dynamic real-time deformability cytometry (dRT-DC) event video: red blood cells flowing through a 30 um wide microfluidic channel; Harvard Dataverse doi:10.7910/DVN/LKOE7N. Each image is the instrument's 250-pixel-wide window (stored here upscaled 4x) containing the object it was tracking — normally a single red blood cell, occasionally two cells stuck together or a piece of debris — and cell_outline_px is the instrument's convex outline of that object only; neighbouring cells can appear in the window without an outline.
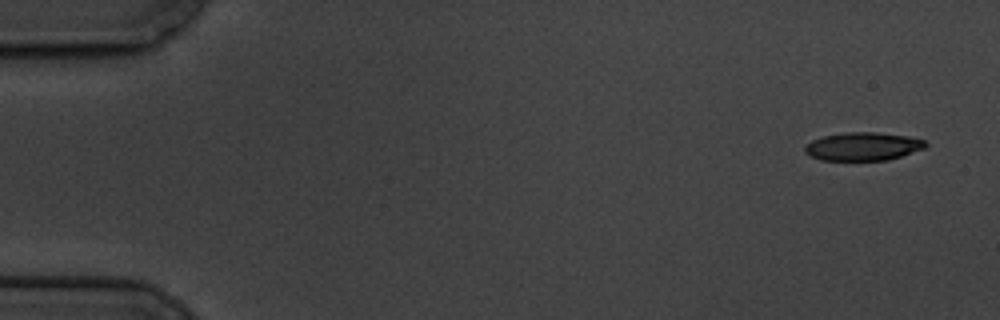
{"species": "common noctule bat (a hibernating species)", "species_latin": "Nyctalus noctula", "temperature_condition": "cold", "stored_images_in_passage": 6, "camera_frame_rate_fps": 3000, "um_per_image_px": 0.085, "animal": {"sex": "male", "body_mass_g": 19.5, "forearm_length_mm": 54.6}, "frame": {"image": 1, "passage_image": 1, "time_ms": 0.0, "image_size_px": [1000, 320], "cell_outline_px": [[928, 144], [924, 148], [888, 160], [820, 160], [804, 152], [804, 148], [812, 140], [820, 136], [844, 132], [876, 132], [908, 136], [924, 140]], "centroid_in_image_um": [73.33, 12.44], "position_along_channel_um": 11.7, "area_um2": 19.83}}
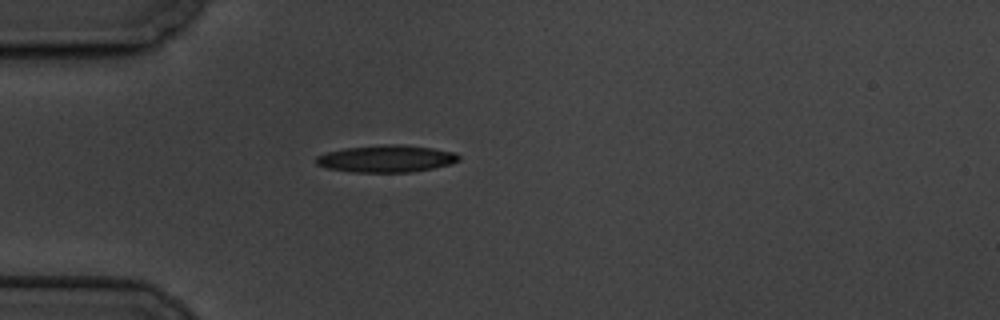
{"frame": {"image": 2, "passage_image": 5, "time_ms": 4.667, "image_size_px": [1000, 320], "cell_outline_px": [[460, 160], [448, 164], [432, 168], [412, 172], [352, 172], [328, 168], [316, 164], [316, 156], [328, 152], [344, 148], [384, 144], [400, 144], [432, 148], [456, 152], [460, 156]], "centroid_in_image_um": [32.85, 13.48], "position_along_channel_um": 52.2, "area_um2": 22.48}}